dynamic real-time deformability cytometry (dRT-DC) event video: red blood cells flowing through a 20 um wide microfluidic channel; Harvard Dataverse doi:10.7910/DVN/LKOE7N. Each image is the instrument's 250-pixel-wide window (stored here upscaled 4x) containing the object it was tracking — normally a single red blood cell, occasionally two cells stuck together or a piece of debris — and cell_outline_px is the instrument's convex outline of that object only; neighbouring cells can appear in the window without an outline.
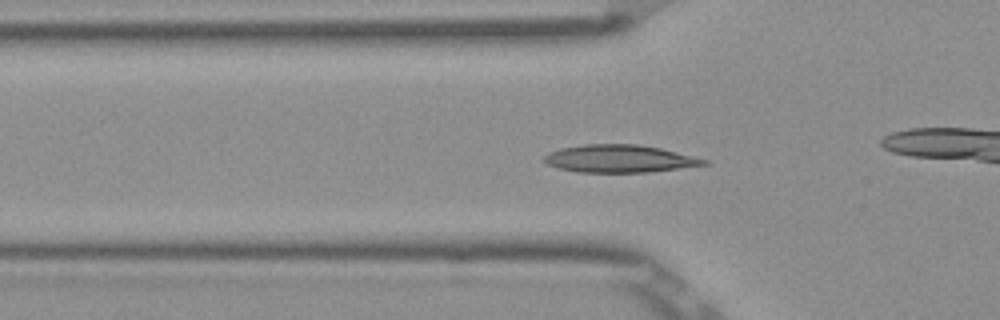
{"species": "Egyptian fruit bat (a non-hibernating species)", "species_latin": "Rousettus aegyptiacus", "temperature_condition": "room temperature", "stored_images_in_passage": 54, "camera_frame_rate_fps": 3000, "um_per_image_px": 0.085, "frame": {"image": 1, "passage_image": 18, "time_ms": 5.667, "image_size_px": [1000, 320], "cell_outline_px": [[708, 164], [648, 172], [576, 172], [556, 168], [548, 164], [544, 160], [544, 156], [548, 152], [560, 148], [584, 144], [636, 144], [660, 148], [708, 160]], "centroid_in_image_um": [52.59, 13.48], "position_along_channel_um": 73.2, "area_um2": 25.55}}
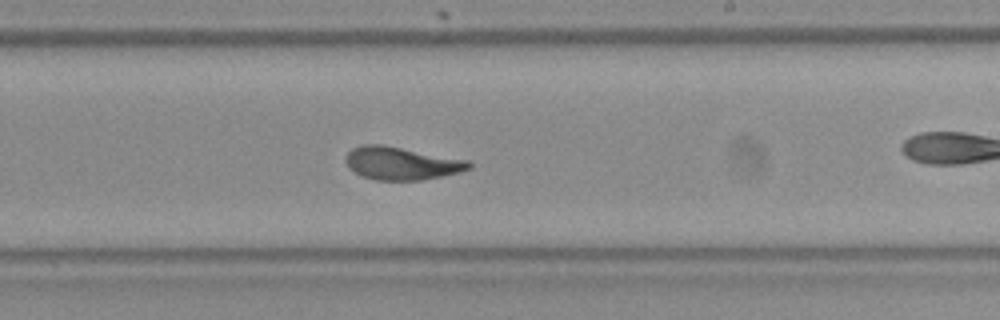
{"frame": {"image": 2, "passage_image": 32, "time_ms": 10.333, "image_size_px": [1000, 320], "cell_outline_px": [[472, 168], [460, 172], [420, 180], [376, 180], [360, 176], [348, 168], [344, 160], [344, 156], [352, 148], [364, 144], [384, 144], [468, 160], [472, 164]], "centroid_in_image_um": [34.08, 13.87], "position_along_channel_um": 254.9, "area_um2": 23.87}}
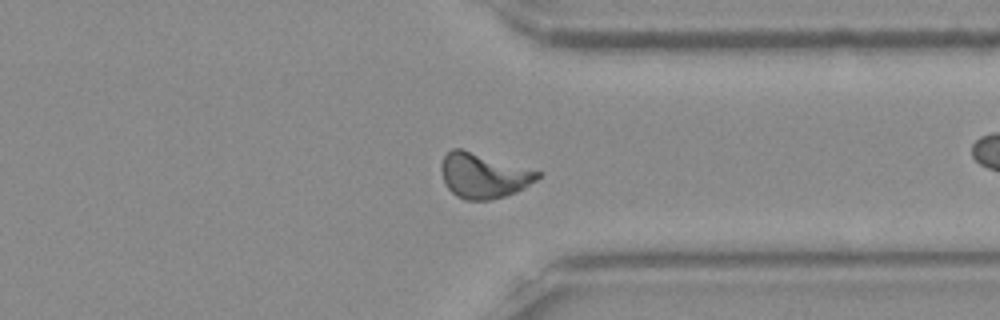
{"frame": {"image": 3, "passage_image": 41, "time_ms": 13.333, "image_size_px": [1000, 320], "cell_outline_px": [[544, 172], [536, 180], [524, 188], [516, 192], [504, 196], [488, 200], [464, 200], [456, 196], [444, 184], [440, 172], [440, 164], [444, 156], [452, 148], [460, 148]], "centroid_in_image_um": [41.08, 14.92], "position_along_channel_um": 370.3, "area_um2": 25.49}, "authors_computed_cell_mechanics": {"area_um2": 23.8714, "velocity_mm_per_s": 3.881, "shape_relaxation_time_tau1_ms": 3.7033, "shape_relaxation_time_tau2_ms": 1.0112, "deformation_change_tau1": 0.1516, "deformation_change_tau2": 0.053}}